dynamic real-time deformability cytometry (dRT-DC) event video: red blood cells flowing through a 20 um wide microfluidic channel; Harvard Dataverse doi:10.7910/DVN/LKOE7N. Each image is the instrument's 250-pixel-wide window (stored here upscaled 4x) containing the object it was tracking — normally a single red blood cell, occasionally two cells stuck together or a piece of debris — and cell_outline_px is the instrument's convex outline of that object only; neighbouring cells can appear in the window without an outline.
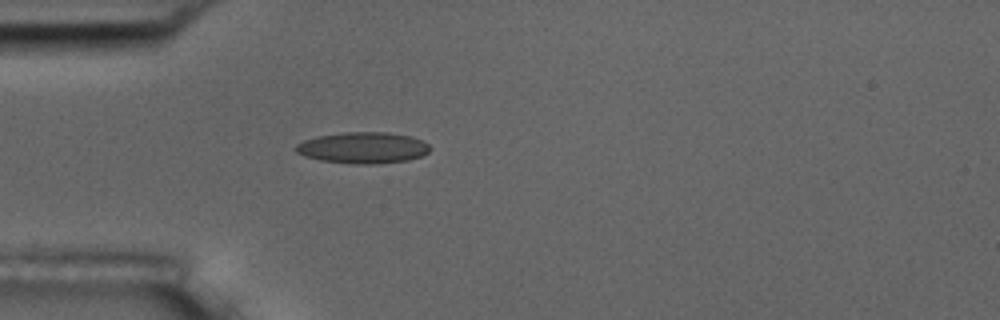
{"species": "common noctule bat (a hibernating species)", "species_latin": "Nyctalus noctula", "temperature_condition": "room temperature", "stored_images_in_passage": 1, "camera_frame_rate_fps": 3000, "um_per_image_px": 0.085, "animal": {"sex": "male", "body_mass_g": 17.5, "forearm_length_mm": 52.3}, "frame": {"image": 1, "passage_image": 1, "time_ms": 0.0, "image_size_px": [1000, 320], "cell_outline_px": [[432, 148], [428, 152], [420, 156], [408, 160], [372, 164], [352, 164], [320, 160], [304, 156], [296, 152], [296, 144], [304, 140], [316, 136], [344, 132], [388, 132], [412, 136], [428, 144]], "centroid_in_image_um": [30.84, 12.55], "position_along_channel_um": 54.2, "area_um2": 24.51}}